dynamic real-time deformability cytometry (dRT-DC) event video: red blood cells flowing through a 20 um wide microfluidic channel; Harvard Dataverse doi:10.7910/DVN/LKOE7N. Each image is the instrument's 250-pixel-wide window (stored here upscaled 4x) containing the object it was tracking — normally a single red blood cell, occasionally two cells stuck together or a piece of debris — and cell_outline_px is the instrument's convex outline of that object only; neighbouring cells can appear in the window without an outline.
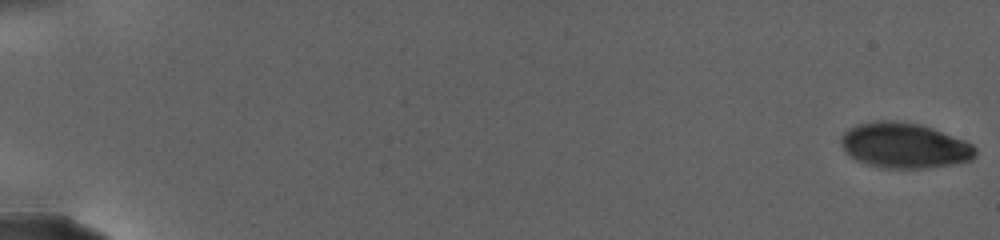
{"species": "human", "species_latin": "Homo sapiens", "temperature_condition": "warm", "stored_images_in_passage": 63, "camera_frame_rate_fps": 3000, "um_per_image_px": 0.085, "donor": {"sex": "female"}, "frame": {"image": 1, "passage_image": 1, "time_ms": 0.0, "image_size_px": [1000, 240], "cell_outline_px": [[976, 156], [972, 160], [956, 164], [928, 168], [884, 168], [868, 164], [856, 160], [844, 148], [840, 140], [844, 132], [856, 124], [876, 120], [888, 120], [920, 124], [932, 128], [964, 140], [972, 144], [976, 148]], "centroid_in_image_um": [76.91, 12.37], "position_along_channel_um": 8.1, "area_um2": 35.43}}
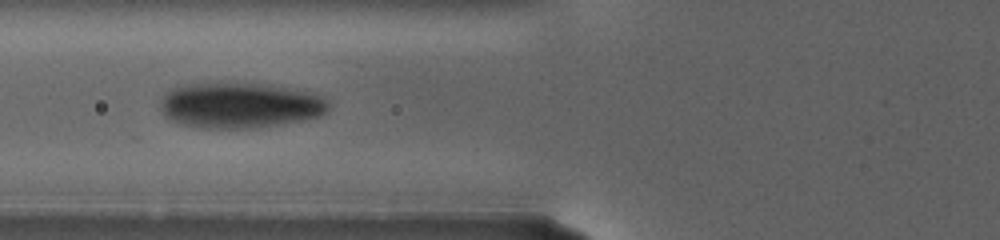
{"frame": {"image": 2, "passage_image": 27, "time_ms": 12.0, "image_size_px": [1000, 240], "cell_outline_px": [[328, 112], [320, 116], [304, 120], [280, 124], [252, 128], [200, 128], [180, 124], [164, 116], [160, 108], [160, 100], [172, 88], [184, 84], [220, 80], [272, 84], [320, 92], [328, 100]], "centroid_in_image_um": [20.44, 8.9], "position_along_channel_um": 105.4, "area_um2": 46.47}}
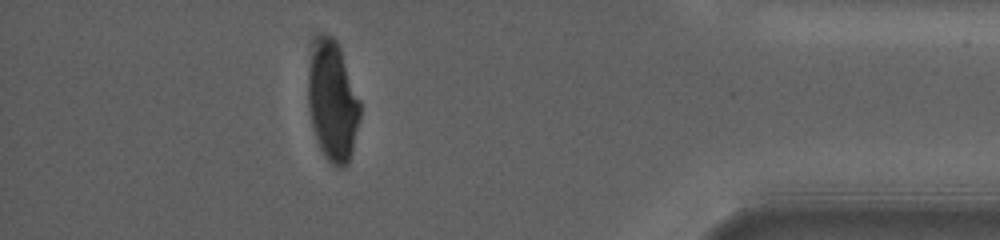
{"frame": {"image": 3, "passage_image": 54, "time_ms": 25.667, "image_size_px": [1000, 240], "cell_outline_px": [[360, 120], [348, 164], [344, 168], [336, 168], [328, 160], [320, 148], [312, 124], [308, 104], [308, 68], [312, 56], [320, 40], [324, 36], [328, 36], [340, 48], [360, 100]], "centroid_in_image_um": [28.3, 8.74], "position_along_channel_um": 406.9, "area_um2": 35.32}, "authors_computed_cell_mechanics": {"area_um2": 37.3388, "velocity_mm_per_s": 2.4744, "shape_relaxation_time_tau1_ms": 4.695, "shape_relaxation_time_tau2_ms": null, "deformation_change_tau1": 0.148, "deformation_change_tau2": null}}